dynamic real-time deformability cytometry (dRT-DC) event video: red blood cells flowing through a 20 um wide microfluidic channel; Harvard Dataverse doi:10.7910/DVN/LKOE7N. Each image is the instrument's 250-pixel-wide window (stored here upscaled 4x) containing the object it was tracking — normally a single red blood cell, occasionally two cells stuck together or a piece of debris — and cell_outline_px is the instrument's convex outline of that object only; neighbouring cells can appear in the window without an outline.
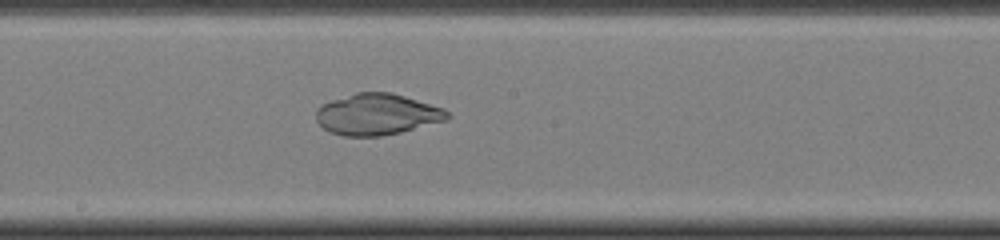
{"species": "common noctule bat (a hibernating species)", "species_latin": "Nyctalus noctula", "temperature_condition": "cold", "stored_images_in_passage": 37, "camera_frame_rate_fps": 3000, "um_per_image_px": 0.085, "animal": {"sex": "female", "body_mass_g": 22.0, "forearm_length_mm": 56.7}, "frame": {"image": 1, "passage_image": 16, "time_ms": 5.0, "image_size_px": [1000, 240], "cell_outline_px": [[452, 116], [448, 120], [400, 132], [380, 136], [344, 136], [328, 132], [316, 120], [316, 108], [320, 104], [356, 92], [392, 92], [444, 108]], "centroid_in_image_um": [32.05, 9.72], "position_along_channel_um": 216.2, "area_um2": 31.73}}